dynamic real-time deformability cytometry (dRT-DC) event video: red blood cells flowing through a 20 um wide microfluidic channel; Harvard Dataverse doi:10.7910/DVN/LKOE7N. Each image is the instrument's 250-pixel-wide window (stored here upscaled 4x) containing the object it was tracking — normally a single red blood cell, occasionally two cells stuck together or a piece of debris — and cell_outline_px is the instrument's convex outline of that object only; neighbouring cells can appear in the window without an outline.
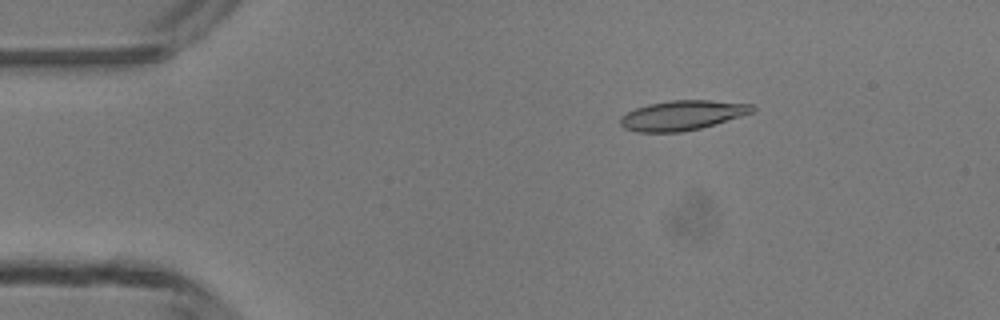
{"species": "common noctule bat (a hibernating species)", "species_latin": "Nyctalus noctula", "temperature_condition": "room temperature", "stored_images_in_passage": 15, "camera_frame_rate_fps": 3000, "um_per_image_px": 0.085, "animal": {"sex": "male", "body_mass_g": 13.3}, "frame": {"image": 1, "passage_image": 8, "time_ms": 2.333, "image_size_px": [1000, 320], "cell_outline_px": [[756, 108], [752, 112], [740, 116], [700, 128], [680, 132], [636, 132], [624, 128], [620, 124], [620, 116], [636, 108], [648, 104], [672, 100], [708, 100], [752, 104]], "centroid_in_image_um": [57.96, 9.8], "position_along_channel_um": 27.0, "area_um2": 22.66}}